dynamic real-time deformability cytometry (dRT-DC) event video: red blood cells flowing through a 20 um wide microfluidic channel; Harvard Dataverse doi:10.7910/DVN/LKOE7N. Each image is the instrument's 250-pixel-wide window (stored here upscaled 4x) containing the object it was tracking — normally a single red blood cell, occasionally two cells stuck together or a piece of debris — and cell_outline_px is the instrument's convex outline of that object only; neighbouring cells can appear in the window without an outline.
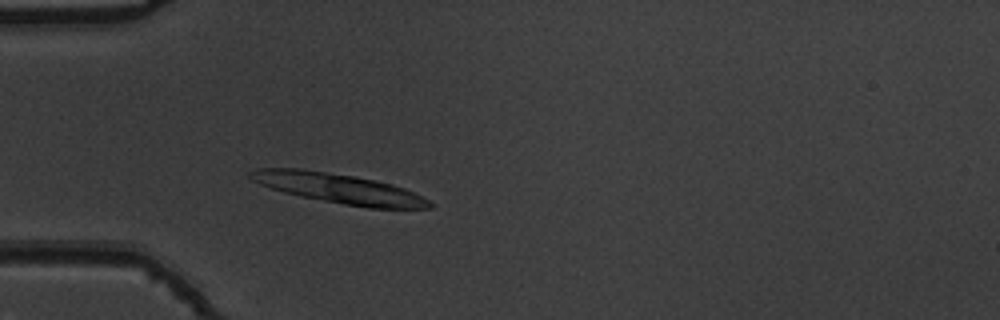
{"species": "common noctule bat (a hibernating species)", "species_latin": "Nyctalus noctula", "temperature_condition": "warm", "stored_images_in_passage": 50, "camera_frame_rate_fps": 3000, "um_per_image_px": 0.085, "animal": {"sex": "male", "body_mass_g": 19.5, "forearm_length_mm": 54.6}, "frame": {"image": 1, "passage_image": 12, "time_ms": 3.667, "image_size_px": [1000, 320], "cell_outline_px": [[436, 204], [432, 208], [368, 208], [344, 204], [300, 196], [284, 192], [260, 184], [252, 180], [248, 176], [248, 172], [256, 168], [304, 168], [352, 176], [392, 184], [404, 188]], "centroid_in_image_um": [28.77, 16.01], "position_along_channel_um": 56.2, "area_um2": 30.92}}
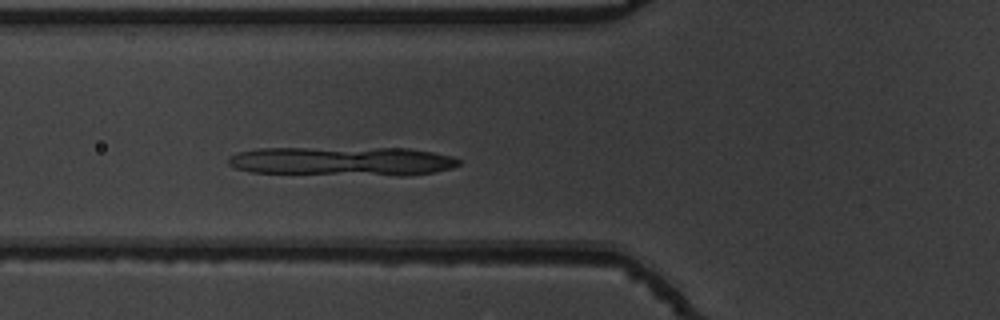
{"frame": {"image": 2, "passage_image": 16, "time_ms": 5.0, "image_size_px": [1000, 320], "cell_outline_px": [[460, 164], [452, 168], [432, 172], [404, 176], [396, 176], [252, 172], [236, 168], [228, 164], [228, 156], [236, 152], [256, 148], [408, 148], [432, 152], [452, 156], [460, 160]], "centroid_in_image_um": [29.1, 13.7], "position_along_channel_um": 96.7, "area_um2": 39.3}}
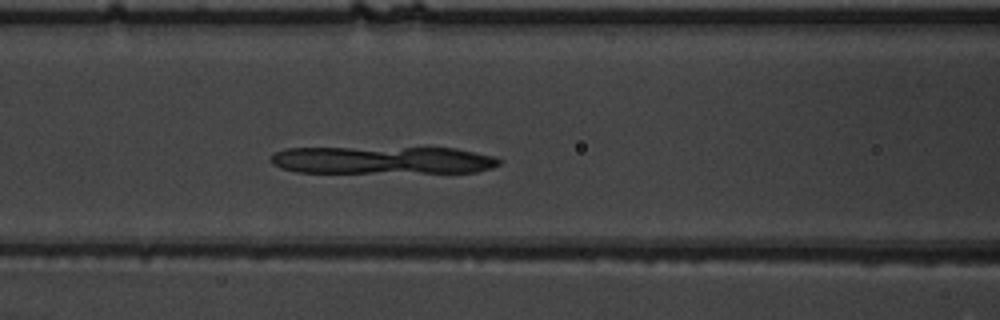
{"frame": {"image": 3, "passage_image": 19, "time_ms": 6.0, "image_size_px": [1000, 320], "cell_outline_px": [[500, 164], [492, 168], [476, 172], [296, 172], [280, 168], [272, 164], [272, 156], [276, 152], [284, 148], [456, 148], [496, 156], [500, 160]], "centroid_in_image_um": [32.55, 13.61], "position_along_channel_um": 134.1, "area_um2": 36.65}}